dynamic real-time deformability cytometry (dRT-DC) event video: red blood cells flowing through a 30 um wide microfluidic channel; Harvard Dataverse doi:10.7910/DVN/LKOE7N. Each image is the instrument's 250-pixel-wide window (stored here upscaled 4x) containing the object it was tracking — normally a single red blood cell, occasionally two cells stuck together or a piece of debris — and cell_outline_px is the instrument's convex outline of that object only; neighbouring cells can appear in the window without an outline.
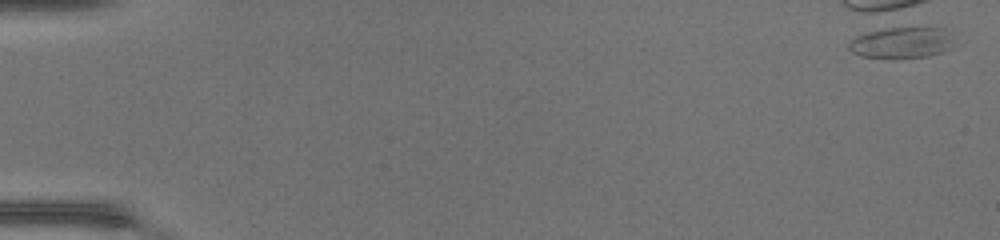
{"species": "common noctule bat (a hibernating species)", "species_latin": "Nyctalus noctula", "temperature_condition": "warm", "stored_images_in_passage": 1, "camera_frame_rate_fps": 3000, "um_per_image_px": 0.085, "animal": {"sex": "female", "body_mass_g": 17.0, "forearm_length_mm": 48.0}, "frame": {"image": 1, "passage_image": 1, "time_ms": 0.0, "image_size_px": [1000, 240], "cell_outline_px": [[944, 40], [940, 52], [928, 56], [864, 56], [852, 52], [848, 48], [848, 44], [856, 36], [868, 32], [896, 24], [944, 28]], "centroid_in_image_um": [76.43, 3.53], "position_along_channel_um": 8.6, "area_um2": 18.09}}